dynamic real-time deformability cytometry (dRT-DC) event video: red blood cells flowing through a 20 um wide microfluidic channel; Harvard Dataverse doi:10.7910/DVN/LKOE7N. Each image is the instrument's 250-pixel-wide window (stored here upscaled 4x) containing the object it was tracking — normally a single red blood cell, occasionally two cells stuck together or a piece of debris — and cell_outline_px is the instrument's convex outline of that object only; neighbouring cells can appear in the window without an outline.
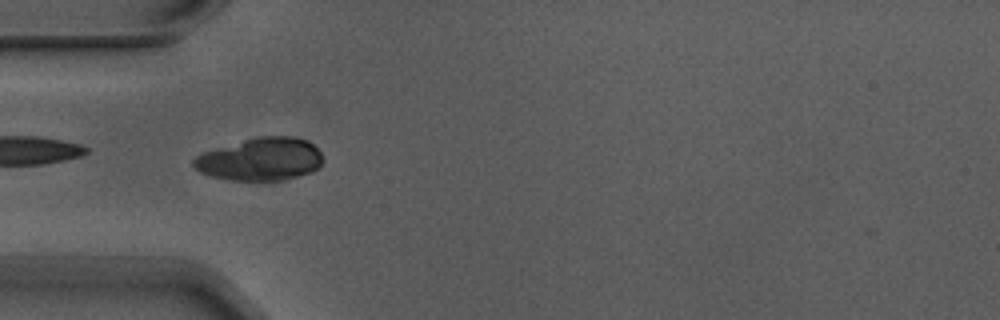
{"species": "Egyptian fruit bat (a non-hibernating species)", "species_latin": "Rousettus aegyptiacus", "temperature_condition": "warm", "stored_images_in_passage": 3, "camera_frame_rate_fps": 3000, "um_per_image_px": 0.085, "animal": {"sex": "male"}, "frame": {"image": 1, "passage_image": 2, "time_ms": 0.333, "image_size_px": [1000, 320], "cell_outline_px": [[324, 160], [320, 168], [312, 172], [284, 180], [268, 184], [232, 180], [208, 176], [200, 172], [192, 164], [192, 160], [196, 156], [204, 152], [216, 148], [256, 136], [292, 136], [308, 140], [324, 156]], "centroid_in_image_um": [22.18, 13.57], "position_along_channel_um": 62.8, "area_um2": 33.23}}